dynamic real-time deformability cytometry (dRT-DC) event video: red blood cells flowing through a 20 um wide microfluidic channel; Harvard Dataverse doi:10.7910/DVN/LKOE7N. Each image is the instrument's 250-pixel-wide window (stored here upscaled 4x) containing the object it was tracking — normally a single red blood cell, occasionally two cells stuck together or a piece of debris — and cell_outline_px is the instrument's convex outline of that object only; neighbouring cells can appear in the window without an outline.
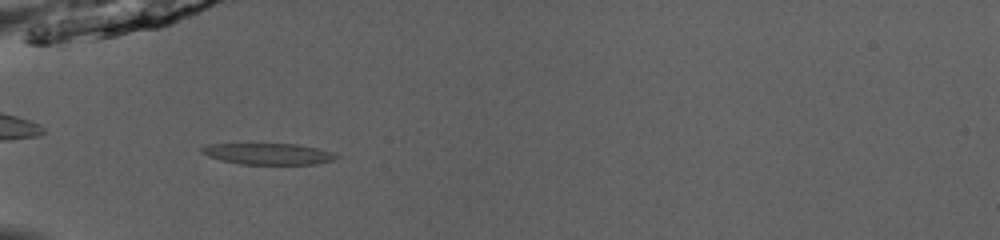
{"species": "common noctule bat (a hibernating species)", "species_latin": "Nyctalus noctula", "temperature_condition": "room temperature", "stored_images_in_passage": 35, "camera_frame_rate_fps": 3000, "um_per_image_px": 0.085, "animal": {"sex": "male", "body_mass_g": 13.0, "forearm_length_mm": 53.1}, "frame": {"image": 1, "passage_image": 2, "time_ms": 0.333, "image_size_px": [1000, 240], "cell_outline_px": [[340, 156], [332, 160], [316, 164], [240, 164], [220, 160], [200, 152], [200, 148], [208, 144], [252, 140], [296, 144], [316, 148], [332, 152]], "centroid_in_image_um": [22.69, 13.01], "position_along_channel_um": 62.3, "area_um2": 17.8}}
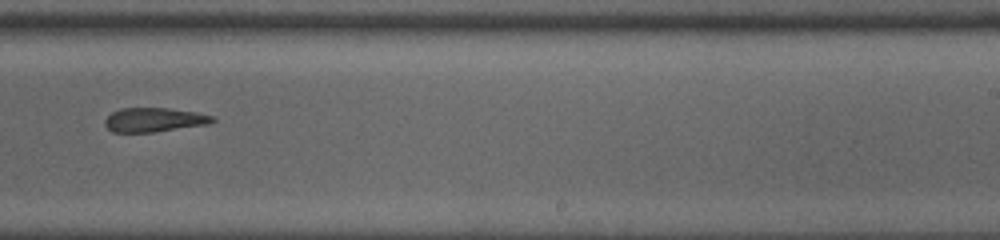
{"frame": {"image": 2, "passage_image": 18, "time_ms": 5.667, "image_size_px": [1000, 240], "cell_outline_px": [[216, 120], [208, 124], [152, 132], [112, 132], [104, 124], [104, 120], [112, 112], [120, 108], [168, 108], [196, 112], [212, 116]], "centroid_in_image_um": [13.07, 10.18], "position_along_channel_um": 275.9, "area_um2": 15.03}}
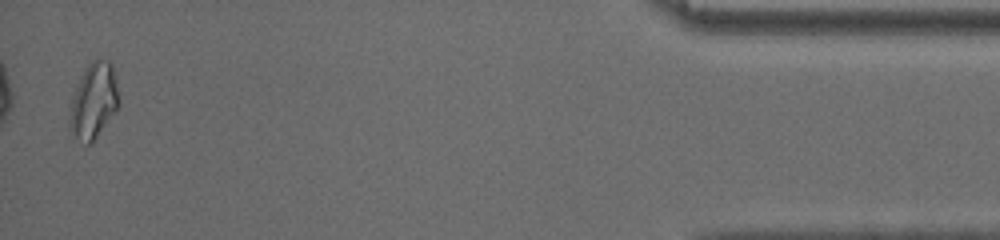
{"frame": {"image": 3, "passage_image": 34, "time_ms": 11.0, "image_size_px": [1000, 240], "cell_outline_px": [[120, 104], [92, 144], [84, 144], [68, 136], [68, 120], [72, 96], [80, 76], [88, 64], [92, 60], [108, 60], [112, 64], [120, 92]], "centroid_in_image_um": [7.93, 8.64], "position_along_channel_um": 427.3, "area_um2": 22.43}, "authors_computed_cell_mechanics": {"area_um2": 16.762, "velocity_mm_per_s": 4.1007, "shape_relaxation_time_tau1_ms": null, "shape_relaxation_time_tau2_ms": 5.0045, "deformation_change_tau1": null, "deformation_change_tau2": 0.1638}}